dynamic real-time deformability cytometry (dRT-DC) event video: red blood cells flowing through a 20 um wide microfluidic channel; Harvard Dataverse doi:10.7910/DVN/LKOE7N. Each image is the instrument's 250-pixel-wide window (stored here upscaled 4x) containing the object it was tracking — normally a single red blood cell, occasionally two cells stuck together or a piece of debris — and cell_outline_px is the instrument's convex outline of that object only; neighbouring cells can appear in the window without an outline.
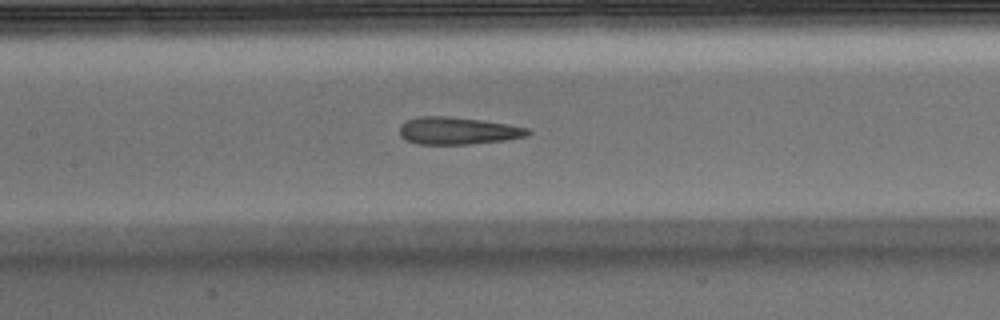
{"species": "Egyptian fruit bat (a non-hibernating species)", "species_latin": "Rousettus aegyptiacus", "temperature_condition": "warm", "stored_images_in_passage": 51, "camera_frame_rate_fps": 3000, "um_per_image_px": 0.085, "animal": {"sex": "male"}, "frame": {"image": 1, "passage_image": 22, "time_ms": 7.0, "image_size_px": [1000, 320], "cell_outline_px": [[532, 132], [528, 136], [504, 140], [468, 144], [416, 144], [404, 140], [400, 136], [400, 124], [408, 120], [420, 116], [448, 116], [480, 120], [508, 124], [528, 128]], "centroid_in_image_um": [38.89, 11.12], "position_along_channel_um": 168.5, "area_um2": 20.46}, "authors_computed_cell_mechanics": {"area_um2": 20.9814, "velocity_mm_per_s": 3.8851, "shape_relaxation_time_tau1_ms": null, "shape_relaxation_time_tau2_ms": 2.208, "deformation_change_tau1": null, "deformation_change_tau2": 0.1178}}